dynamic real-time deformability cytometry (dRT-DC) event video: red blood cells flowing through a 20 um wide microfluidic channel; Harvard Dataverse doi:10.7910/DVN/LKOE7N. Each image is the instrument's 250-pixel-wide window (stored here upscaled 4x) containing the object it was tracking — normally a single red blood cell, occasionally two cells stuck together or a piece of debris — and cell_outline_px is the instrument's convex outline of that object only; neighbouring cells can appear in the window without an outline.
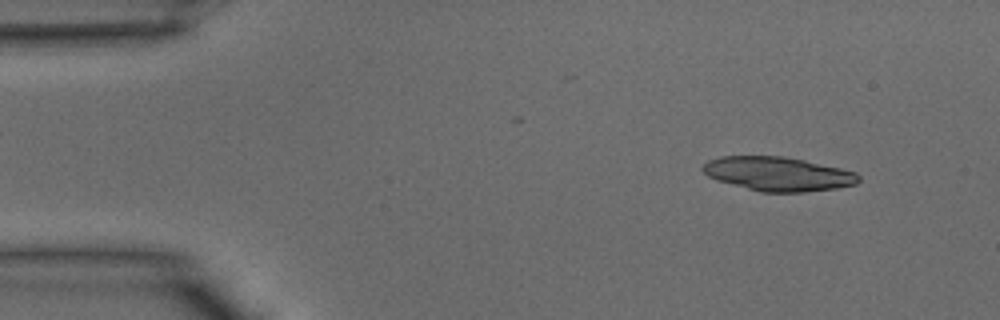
{"species": "common noctule bat (a hibernating species)", "species_latin": "Nyctalus noctula", "temperature_condition": "warm", "stored_images_in_passage": 11, "camera_frame_rate_fps": 3000, "um_per_image_px": 0.085, "animal": {"sex": "male", "body_mass_g": 15.6}, "frame": {"image": 1, "passage_image": 3, "time_ms": 0.667, "image_size_px": [1000, 320], "cell_outline_px": [[860, 180], [856, 184], [836, 188], [804, 192], [760, 192], [716, 180], [708, 176], [700, 168], [708, 160], [720, 156], [784, 156], [804, 160], [840, 168], [856, 172], [860, 176]], "centroid_in_image_um": [66.12, 14.78], "position_along_channel_um": 18.9, "area_um2": 30.98}}